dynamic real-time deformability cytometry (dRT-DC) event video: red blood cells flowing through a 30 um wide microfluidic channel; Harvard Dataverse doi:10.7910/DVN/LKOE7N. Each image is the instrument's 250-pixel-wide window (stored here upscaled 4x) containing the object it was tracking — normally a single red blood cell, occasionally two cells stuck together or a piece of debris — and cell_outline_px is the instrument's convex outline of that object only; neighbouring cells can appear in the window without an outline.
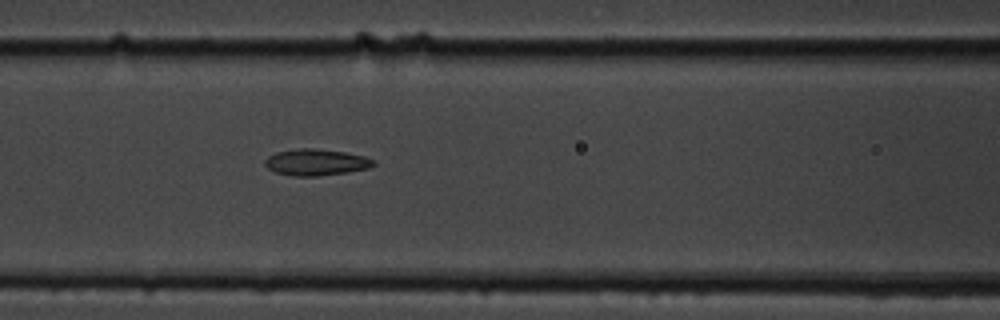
{"species": "common noctule bat (a hibernating species)", "species_latin": "Nyctalus noctula", "temperature_condition": "cold", "stored_images_in_passage": 4, "camera_frame_rate_fps": 3000, "um_per_image_px": 0.085, "animal": {"sex": "male", "body_mass_g": 19.5, "forearm_length_mm": 54.6}, "frame": {"image": 1, "passage_image": 4, "time_ms": 3.333, "image_size_px": [1000, 320], "cell_outline_px": [[376, 164], [368, 168], [348, 172], [316, 176], [292, 176], [276, 172], [268, 168], [264, 164], [264, 160], [268, 156], [276, 152], [300, 148], [316, 148], [344, 152], [364, 156], [376, 160]], "centroid_in_image_um": [26.87, 13.79], "position_along_channel_um": 139.7, "area_um2": 16.76}}